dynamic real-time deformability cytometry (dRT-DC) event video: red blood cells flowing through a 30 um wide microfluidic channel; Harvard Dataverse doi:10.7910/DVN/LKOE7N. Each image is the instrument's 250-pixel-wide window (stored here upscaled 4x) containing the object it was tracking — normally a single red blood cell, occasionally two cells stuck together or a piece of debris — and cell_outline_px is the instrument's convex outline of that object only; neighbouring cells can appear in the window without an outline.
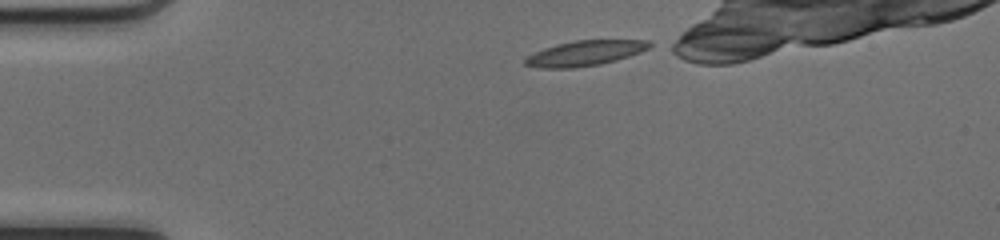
{"species": "common noctule bat (a hibernating species)", "species_latin": "Nyctalus noctula", "temperature_condition": "cold", "stored_images_in_passage": 31, "segment_of_instrument_passage": [1, 2], "camera_frame_rate_fps": 3000, "um_per_image_px": 0.085, "animal": {"sex": "female", "body_mass_g": 17.0, "forearm_length_mm": 48.0}, "frame": {"image": 1, "passage_image": 1, "time_ms": 0.0, "image_size_px": [1000, 240], "cell_outline_px": [[656, 44], [640, 52], [616, 60], [600, 64], [572, 68], [540, 68], [524, 64], [524, 60], [528, 56], [544, 48], [556, 44], [576, 40], [648, 40]], "centroid_in_image_um": [49.75, 4.51], "position_along_channel_um": 35.2, "area_um2": 18.15}}
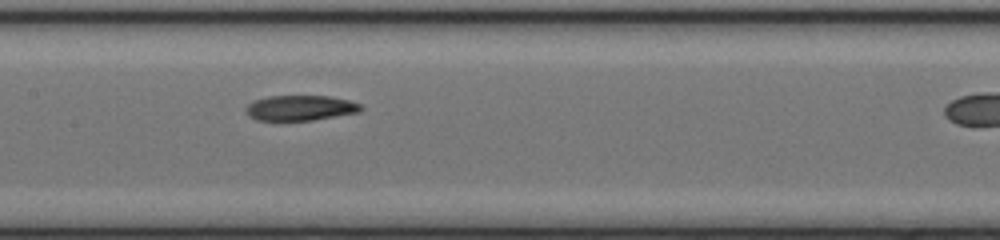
{"frame": {"image": 2, "passage_image": 15, "time_ms": 4.667, "image_size_px": [1000, 240], "cell_outline_px": [[364, 108], [360, 112], [312, 120], [256, 120], [248, 116], [244, 112], [244, 108], [252, 100], [268, 96], [332, 96], [348, 100], [360, 104]], "centroid_in_image_um": [25.49, 9.17], "position_along_channel_um": 181.9, "area_um2": 17.11}}
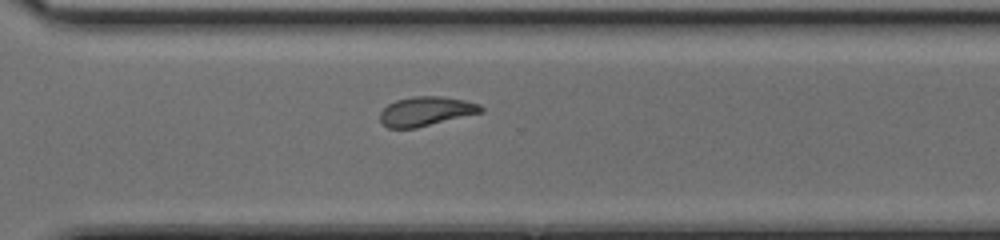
{"frame": {"image": 3, "passage_image": 26, "time_ms": 8.333, "image_size_px": [1000, 240], "cell_outline_px": [[484, 112], [416, 128], [388, 128], [380, 120], [380, 112], [388, 104], [396, 100], [412, 96], [440, 96], [464, 100], [480, 104], [484, 108]], "centroid_in_image_um": [36.23, 9.46], "position_along_channel_um": 334.4, "area_um2": 17.28}}